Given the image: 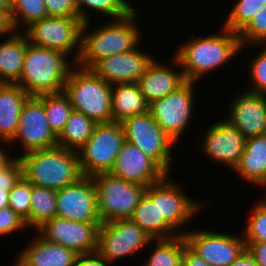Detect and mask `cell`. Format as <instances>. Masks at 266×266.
I'll use <instances>...</instances> for the list:
<instances>
[{
    "label": "cell",
    "mask_w": 266,
    "mask_h": 266,
    "mask_svg": "<svg viewBox=\"0 0 266 266\" xmlns=\"http://www.w3.org/2000/svg\"><path fill=\"white\" fill-rule=\"evenodd\" d=\"M110 173L144 187L160 181L166 173L136 145L125 141Z\"/></svg>",
    "instance_id": "ffe728a7"
},
{
    "label": "cell",
    "mask_w": 266,
    "mask_h": 266,
    "mask_svg": "<svg viewBox=\"0 0 266 266\" xmlns=\"http://www.w3.org/2000/svg\"><path fill=\"white\" fill-rule=\"evenodd\" d=\"M60 51L28 42L18 83L30 96L63 92L71 69L76 65ZM72 62V63H71Z\"/></svg>",
    "instance_id": "277c9868"
},
{
    "label": "cell",
    "mask_w": 266,
    "mask_h": 266,
    "mask_svg": "<svg viewBox=\"0 0 266 266\" xmlns=\"http://www.w3.org/2000/svg\"><path fill=\"white\" fill-rule=\"evenodd\" d=\"M22 177V165L17 157H14L0 170V189L10 191Z\"/></svg>",
    "instance_id": "60d3db41"
},
{
    "label": "cell",
    "mask_w": 266,
    "mask_h": 266,
    "mask_svg": "<svg viewBox=\"0 0 266 266\" xmlns=\"http://www.w3.org/2000/svg\"><path fill=\"white\" fill-rule=\"evenodd\" d=\"M262 48L251 59L246 60L248 62L249 76L248 85L246 91L252 93L266 94V44L265 45H247L242 46L241 51L245 48Z\"/></svg>",
    "instance_id": "d590c367"
},
{
    "label": "cell",
    "mask_w": 266,
    "mask_h": 266,
    "mask_svg": "<svg viewBox=\"0 0 266 266\" xmlns=\"http://www.w3.org/2000/svg\"><path fill=\"white\" fill-rule=\"evenodd\" d=\"M15 263H13L12 266H21L17 261H14Z\"/></svg>",
    "instance_id": "f5cc1de1"
},
{
    "label": "cell",
    "mask_w": 266,
    "mask_h": 266,
    "mask_svg": "<svg viewBox=\"0 0 266 266\" xmlns=\"http://www.w3.org/2000/svg\"><path fill=\"white\" fill-rule=\"evenodd\" d=\"M153 243L154 240L130 219L115 220L100 225L97 252L112 265L149 248Z\"/></svg>",
    "instance_id": "8fae6325"
},
{
    "label": "cell",
    "mask_w": 266,
    "mask_h": 266,
    "mask_svg": "<svg viewBox=\"0 0 266 266\" xmlns=\"http://www.w3.org/2000/svg\"><path fill=\"white\" fill-rule=\"evenodd\" d=\"M30 229L37 230L57 213V190L32 185Z\"/></svg>",
    "instance_id": "f546056e"
},
{
    "label": "cell",
    "mask_w": 266,
    "mask_h": 266,
    "mask_svg": "<svg viewBox=\"0 0 266 266\" xmlns=\"http://www.w3.org/2000/svg\"><path fill=\"white\" fill-rule=\"evenodd\" d=\"M102 223L75 222L55 216L36 232L45 240L64 246L77 254L97 251L98 231Z\"/></svg>",
    "instance_id": "2e32d148"
},
{
    "label": "cell",
    "mask_w": 266,
    "mask_h": 266,
    "mask_svg": "<svg viewBox=\"0 0 266 266\" xmlns=\"http://www.w3.org/2000/svg\"><path fill=\"white\" fill-rule=\"evenodd\" d=\"M263 134L266 135V120H265V124H264Z\"/></svg>",
    "instance_id": "816d5d0a"
},
{
    "label": "cell",
    "mask_w": 266,
    "mask_h": 266,
    "mask_svg": "<svg viewBox=\"0 0 266 266\" xmlns=\"http://www.w3.org/2000/svg\"><path fill=\"white\" fill-rule=\"evenodd\" d=\"M238 36L242 46L266 44V5L252 18Z\"/></svg>",
    "instance_id": "74e56055"
},
{
    "label": "cell",
    "mask_w": 266,
    "mask_h": 266,
    "mask_svg": "<svg viewBox=\"0 0 266 266\" xmlns=\"http://www.w3.org/2000/svg\"><path fill=\"white\" fill-rule=\"evenodd\" d=\"M130 220L143 229L152 240L170 239L179 234L160 218L158 210V182L150 184L134 209Z\"/></svg>",
    "instance_id": "603a6c76"
},
{
    "label": "cell",
    "mask_w": 266,
    "mask_h": 266,
    "mask_svg": "<svg viewBox=\"0 0 266 266\" xmlns=\"http://www.w3.org/2000/svg\"><path fill=\"white\" fill-rule=\"evenodd\" d=\"M56 216L75 222L102 223L92 177L82 176L75 183L57 190Z\"/></svg>",
    "instance_id": "e0dca14e"
},
{
    "label": "cell",
    "mask_w": 266,
    "mask_h": 266,
    "mask_svg": "<svg viewBox=\"0 0 266 266\" xmlns=\"http://www.w3.org/2000/svg\"><path fill=\"white\" fill-rule=\"evenodd\" d=\"M38 97L44 104L50 128L58 136L64 129L70 113L73 111L68 97L64 92L43 94Z\"/></svg>",
    "instance_id": "1f68e13d"
},
{
    "label": "cell",
    "mask_w": 266,
    "mask_h": 266,
    "mask_svg": "<svg viewBox=\"0 0 266 266\" xmlns=\"http://www.w3.org/2000/svg\"><path fill=\"white\" fill-rule=\"evenodd\" d=\"M151 55L138 46L134 50L103 58L91 70L110 85L137 83L155 59Z\"/></svg>",
    "instance_id": "ac0fdd59"
},
{
    "label": "cell",
    "mask_w": 266,
    "mask_h": 266,
    "mask_svg": "<svg viewBox=\"0 0 266 266\" xmlns=\"http://www.w3.org/2000/svg\"><path fill=\"white\" fill-rule=\"evenodd\" d=\"M97 123L83 113L72 111L64 129L57 136V146L77 151L90 138Z\"/></svg>",
    "instance_id": "83f0119b"
},
{
    "label": "cell",
    "mask_w": 266,
    "mask_h": 266,
    "mask_svg": "<svg viewBox=\"0 0 266 266\" xmlns=\"http://www.w3.org/2000/svg\"><path fill=\"white\" fill-rule=\"evenodd\" d=\"M26 48L23 31H13L0 42V83H19Z\"/></svg>",
    "instance_id": "484cf974"
},
{
    "label": "cell",
    "mask_w": 266,
    "mask_h": 266,
    "mask_svg": "<svg viewBox=\"0 0 266 266\" xmlns=\"http://www.w3.org/2000/svg\"><path fill=\"white\" fill-rule=\"evenodd\" d=\"M201 135L200 152L206 155L211 163H219L232 171L244 151L246 138L226 119L221 118L211 123Z\"/></svg>",
    "instance_id": "9a60e30c"
},
{
    "label": "cell",
    "mask_w": 266,
    "mask_h": 266,
    "mask_svg": "<svg viewBox=\"0 0 266 266\" xmlns=\"http://www.w3.org/2000/svg\"><path fill=\"white\" fill-rule=\"evenodd\" d=\"M30 95L18 84L0 83V143L15 135L23 106Z\"/></svg>",
    "instance_id": "cb8c5ba5"
},
{
    "label": "cell",
    "mask_w": 266,
    "mask_h": 266,
    "mask_svg": "<svg viewBox=\"0 0 266 266\" xmlns=\"http://www.w3.org/2000/svg\"><path fill=\"white\" fill-rule=\"evenodd\" d=\"M257 197L242 233L245 243L266 242V197Z\"/></svg>",
    "instance_id": "e575fe53"
},
{
    "label": "cell",
    "mask_w": 266,
    "mask_h": 266,
    "mask_svg": "<svg viewBox=\"0 0 266 266\" xmlns=\"http://www.w3.org/2000/svg\"><path fill=\"white\" fill-rule=\"evenodd\" d=\"M140 16L141 14L134 8L125 17L106 19L107 21L101 22L99 26L92 27L93 20L84 23L81 55L76 65L84 69H91L103 58L128 52L140 46L139 44L143 42L142 34H144L140 32L137 22Z\"/></svg>",
    "instance_id": "7a4b0ae2"
},
{
    "label": "cell",
    "mask_w": 266,
    "mask_h": 266,
    "mask_svg": "<svg viewBox=\"0 0 266 266\" xmlns=\"http://www.w3.org/2000/svg\"><path fill=\"white\" fill-rule=\"evenodd\" d=\"M19 144L22 153L57 146V135L50 128L45 108L38 96H30L25 102L17 131L6 144Z\"/></svg>",
    "instance_id": "5bb4252c"
},
{
    "label": "cell",
    "mask_w": 266,
    "mask_h": 266,
    "mask_svg": "<svg viewBox=\"0 0 266 266\" xmlns=\"http://www.w3.org/2000/svg\"><path fill=\"white\" fill-rule=\"evenodd\" d=\"M230 266H258V265L253 255L246 248L243 251V253Z\"/></svg>",
    "instance_id": "bcb514c9"
},
{
    "label": "cell",
    "mask_w": 266,
    "mask_h": 266,
    "mask_svg": "<svg viewBox=\"0 0 266 266\" xmlns=\"http://www.w3.org/2000/svg\"><path fill=\"white\" fill-rule=\"evenodd\" d=\"M6 148L0 146V170L5 167L15 156H12Z\"/></svg>",
    "instance_id": "7dc6e473"
},
{
    "label": "cell",
    "mask_w": 266,
    "mask_h": 266,
    "mask_svg": "<svg viewBox=\"0 0 266 266\" xmlns=\"http://www.w3.org/2000/svg\"><path fill=\"white\" fill-rule=\"evenodd\" d=\"M196 85L197 82L186 81L174 92L149 104L151 116L177 144L195 117Z\"/></svg>",
    "instance_id": "30bf717a"
},
{
    "label": "cell",
    "mask_w": 266,
    "mask_h": 266,
    "mask_svg": "<svg viewBox=\"0 0 266 266\" xmlns=\"http://www.w3.org/2000/svg\"><path fill=\"white\" fill-rule=\"evenodd\" d=\"M74 266H111L97 251L78 254Z\"/></svg>",
    "instance_id": "b9f144b4"
},
{
    "label": "cell",
    "mask_w": 266,
    "mask_h": 266,
    "mask_svg": "<svg viewBox=\"0 0 266 266\" xmlns=\"http://www.w3.org/2000/svg\"><path fill=\"white\" fill-rule=\"evenodd\" d=\"M72 108L97 124L113 122L112 85L91 69L75 65L63 86Z\"/></svg>",
    "instance_id": "5b68a950"
},
{
    "label": "cell",
    "mask_w": 266,
    "mask_h": 266,
    "mask_svg": "<svg viewBox=\"0 0 266 266\" xmlns=\"http://www.w3.org/2000/svg\"><path fill=\"white\" fill-rule=\"evenodd\" d=\"M13 31L14 30L10 21V15L5 10L0 9V36L4 38L6 35L11 34Z\"/></svg>",
    "instance_id": "f6af8a7d"
},
{
    "label": "cell",
    "mask_w": 266,
    "mask_h": 266,
    "mask_svg": "<svg viewBox=\"0 0 266 266\" xmlns=\"http://www.w3.org/2000/svg\"><path fill=\"white\" fill-rule=\"evenodd\" d=\"M258 266H266V242L245 243Z\"/></svg>",
    "instance_id": "7bdbcfd3"
},
{
    "label": "cell",
    "mask_w": 266,
    "mask_h": 266,
    "mask_svg": "<svg viewBox=\"0 0 266 266\" xmlns=\"http://www.w3.org/2000/svg\"><path fill=\"white\" fill-rule=\"evenodd\" d=\"M125 141L120 122L97 124L87 142L77 150L82 176L109 173Z\"/></svg>",
    "instance_id": "ba28073f"
},
{
    "label": "cell",
    "mask_w": 266,
    "mask_h": 266,
    "mask_svg": "<svg viewBox=\"0 0 266 266\" xmlns=\"http://www.w3.org/2000/svg\"><path fill=\"white\" fill-rule=\"evenodd\" d=\"M9 206V191L0 189V209Z\"/></svg>",
    "instance_id": "c3c4849f"
},
{
    "label": "cell",
    "mask_w": 266,
    "mask_h": 266,
    "mask_svg": "<svg viewBox=\"0 0 266 266\" xmlns=\"http://www.w3.org/2000/svg\"><path fill=\"white\" fill-rule=\"evenodd\" d=\"M233 96L227 106L229 114L225 118L247 139L263 134L266 120V94L246 91Z\"/></svg>",
    "instance_id": "d6986e66"
},
{
    "label": "cell",
    "mask_w": 266,
    "mask_h": 266,
    "mask_svg": "<svg viewBox=\"0 0 266 266\" xmlns=\"http://www.w3.org/2000/svg\"><path fill=\"white\" fill-rule=\"evenodd\" d=\"M22 176L32 185L60 190L82 177L77 151L55 146L17 155Z\"/></svg>",
    "instance_id": "3957f363"
},
{
    "label": "cell",
    "mask_w": 266,
    "mask_h": 266,
    "mask_svg": "<svg viewBox=\"0 0 266 266\" xmlns=\"http://www.w3.org/2000/svg\"><path fill=\"white\" fill-rule=\"evenodd\" d=\"M233 174L245 182L261 187L266 181V135L261 134L246 139L244 151Z\"/></svg>",
    "instance_id": "d4e9b609"
},
{
    "label": "cell",
    "mask_w": 266,
    "mask_h": 266,
    "mask_svg": "<svg viewBox=\"0 0 266 266\" xmlns=\"http://www.w3.org/2000/svg\"><path fill=\"white\" fill-rule=\"evenodd\" d=\"M102 223L130 219L146 188L109 173L92 176Z\"/></svg>",
    "instance_id": "8992f818"
},
{
    "label": "cell",
    "mask_w": 266,
    "mask_h": 266,
    "mask_svg": "<svg viewBox=\"0 0 266 266\" xmlns=\"http://www.w3.org/2000/svg\"><path fill=\"white\" fill-rule=\"evenodd\" d=\"M220 28L214 34H190L173 52L186 81L199 82L203 76L209 77L210 73L223 68L232 58L241 56L242 45L238 34L223 25Z\"/></svg>",
    "instance_id": "6da1fadb"
},
{
    "label": "cell",
    "mask_w": 266,
    "mask_h": 266,
    "mask_svg": "<svg viewBox=\"0 0 266 266\" xmlns=\"http://www.w3.org/2000/svg\"><path fill=\"white\" fill-rule=\"evenodd\" d=\"M111 105L113 122L149 111V103L137 83L112 85Z\"/></svg>",
    "instance_id": "4316f807"
},
{
    "label": "cell",
    "mask_w": 266,
    "mask_h": 266,
    "mask_svg": "<svg viewBox=\"0 0 266 266\" xmlns=\"http://www.w3.org/2000/svg\"><path fill=\"white\" fill-rule=\"evenodd\" d=\"M182 266H210V265L186 244L182 257Z\"/></svg>",
    "instance_id": "ee69618b"
},
{
    "label": "cell",
    "mask_w": 266,
    "mask_h": 266,
    "mask_svg": "<svg viewBox=\"0 0 266 266\" xmlns=\"http://www.w3.org/2000/svg\"><path fill=\"white\" fill-rule=\"evenodd\" d=\"M37 235L30 238L20 249L16 261L21 266H74L78 254L56 243L49 242Z\"/></svg>",
    "instance_id": "7402d4cb"
},
{
    "label": "cell",
    "mask_w": 266,
    "mask_h": 266,
    "mask_svg": "<svg viewBox=\"0 0 266 266\" xmlns=\"http://www.w3.org/2000/svg\"><path fill=\"white\" fill-rule=\"evenodd\" d=\"M231 11L227 13L222 25L239 34L252 18L266 5V0H234Z\"/></svg>",
    "instance_id": "836d02e7"
},
{
    "label": "cell",
    "mask_w": 266,
    "mask_h": 266,
    "mask_svg": "<svg viewBox=\"0 0 266 266\" xmlns=\"http://www.w3.org/2000/svg\"><path fill=\"white\" fill-rule=\"evenodd\" d=\"M184 237L187 245L210 266H230L246 249L240 233L201 228L187 231Z\"/></svg>",
    "instance_id": "7c38bea8"
},
{
    "label": "cell",
    "mask_w": 266,
    "mask_h": 266,
    "mask_svg": "<svg viewBox=\"0 0 266 266\" xmlns=\"http://www.w3.org/2000/svg\"><path fill=\"white\" fill-rule=\"evenodd\" d=\"M120 124L127 142L136 145L166 174H171L175 158L172 151H175L176 143L161 129L149 111L125 118Z\"/></svg>",
    "instance_id": "52a82bcc"
},
{
    "label": "cell",
    "mask_w": 266,
    "mask_h": 266,
    "mask_svg": "<svg viewBox=\"0 0 266 266\" xmlns=\"http://www.w3.org/2000/svg\"><path fill=\"white\" fill-rule=\"evenodd\" d=\"M26 222L16 214L9 206L0 209V237L9 236L11 233L27 231Z\"/></svg>",
    "instance_id": "f35d334b"
},
{
    "label": "cell",
    "mask_w": 266,
    "mask_h": 266,
    "mask_svg": "<svg viewBox=\"0 0 266 266\" xmlns=\"http://www.w3.org/2000/svg\"><path fill=\"white\" fill-rule=\"evenodd\" d=\"M260 188L264 192L263 196L265 195L264 197H266V181H265V183Z\"/></svg>",
    "instance_id": "f907efd6"
},
{
    "label": "cell",
    "mask_w": 266,
    "mask_h": 266,
    "mask_svg": "<svg viewBox=\"0 0 266 266\" xmlns=\"http://www.w3.org/2000/svg\"><path fill=\"white\" fill-rule=\"evenodd\" d=\"M75 2L83 23L91 21L95 16L94 13L96 16H105V21V18L108 20L123 18L136 8L128 0H75Z\"/></svg>",
    "instance_id": "f1b7e54d"
},
{
    "label": "cell",
    "mask_w": 266,
    "mask_h": 266,
    "mask_svg": "<svg viewBox=\"0 0 266 266\" xmlns=\"http://www.w3.org/2000/svg\"><path fill=\"white\" fill-rule=\"evenodd\" d=\"M32 184L23 176L9 191V207L23 218L30 228Z\"/></svg>",
    "instance_id": "8d00e7d4"
},
{
    "label": "cell",
    "mask_w": 266,
    "mask_h": 266,
    "mask_svg": "<svg viewBox=\"0 0 266 266\" xmlns=\"http://www.w3.org/2000/svg\"><path fill=\"white\" fill-rule=\"evenodd\" d=\"M49 17L80 18L75 0H44Z\"/></svg>",
    "instance_id": "ab89813d"
},
{
    "label": "cell",
    "mask_w": 266,
    "mask_h": 266,
    "mask_svg": "<svg viewBox=\"0 0 266 266\" xmlns=\"http://www.w3.org/2000/svg\"><path fill=\"white\" fill-rule=\"evenodd\" d=\"M170 59L172 64L154 59L137 81L149 104L169 95L186 82L179 61L173 55Z\"/></svg>",
    "instance_id": "44dd1931"
},
{
    "label": "cell",
    "mask_w": 266,
    "mask_h": 266,
    "mask_svg": "<svg viewBox=\"0 0 266 266\" xmlns=\"http://www.w3.org/2000/svg\"><path fill=\"white\" fill-rule=\"evenodd\" d=\"M47 16L44 0H13L10 21L14 31H24Z\"/></svg>",
    "instance_id": "d6a6232c"
},
{
    "label": "cell",
    "mask_w": 266,
    "mask_h": 266,
    "mask_svg": "<svg viewBox=\"0 0 266 266\" xmlns=\"http://www.w3.org/2000/svg\"><path fill=\"white\" fill-rule=\"evenodd\" d=\"M12 4L13 0H0V9L5 10L10 15Z\"/></svg>",
    "instance_id": "681fc988"
},
{
    "label": "cell",
    "mask_w": 266,
    "mask_h": 266,
    "mask_svg": "<svg viewBox=\"0 0 266 266\" xmlns=\"http://www.w3.org/2000/svg\"><path fill=\"white\" fill-rule=\"evenodd\" d=\"M83 24L81 18L47 16L32 23L23 32L30 44L60 51L76 64L81 55Z\"/></svg>",
    "instance_id": "9c48e42d"
},
{
    "label": "cell",
    "mask_w": 266,
    "mask_h": 266,
    "mask_svg": "<svg viewBox=\"0 0 266 266\" xmlns=\"http://www.w3.org/2000/svg\"><path fill=\"white\" fill-rule=\"evenodd\" d=\"M155 245L149 258L141 266H182L184 248L187 244L184 235L170 239L154 240Z\"/></svg>",
    "instance_id": "4dcf8cb0"
},
{
    "label": "cell",
    "mask_w": 266,
    "mask_h": 266,
    "mask_svg": "<svg viewBox=\"0 0 266 266\" xmlns=\"http://www.w3.org/2000/svg\"><path fill=\"white\" fill-rule=\"evenodd\" d=\"M170 177L171 174H166L158 181V210L160 218H164L179 235H184L187 230L184 231L183 228L201 214L206 202L189 196L183 188L184 185Z\"/></svg>",
    "instance_id": "4fadbf2b"
}]
</instances>
